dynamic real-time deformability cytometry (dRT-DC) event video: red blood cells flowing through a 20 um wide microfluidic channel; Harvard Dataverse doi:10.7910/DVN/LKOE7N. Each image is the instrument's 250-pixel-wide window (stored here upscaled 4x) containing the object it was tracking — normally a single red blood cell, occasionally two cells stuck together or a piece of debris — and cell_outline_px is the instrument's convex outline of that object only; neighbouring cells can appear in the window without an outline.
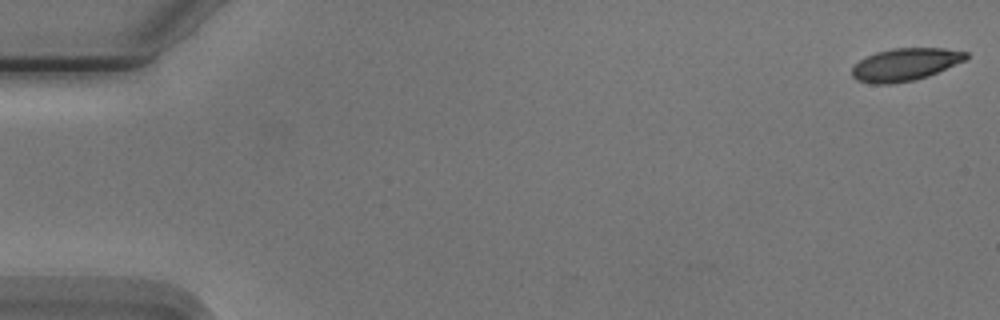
{"species": "Egyptian fruit bat (a non-hibernating species)", "species_latin": "Rousettus aegyptiacus", "temperature_condition": "cold", "stored_images_in_passage": 6, "camera_frame_rate_fps": 3000, "um_per_image_px": 0.085, "animal": {"sex": "male"}, "frame": {"image": 1, "passage_image": 1, "time_ms": 0.0, "image_size_px": [1000, 320], "cell_outline_px": [[968, 60], [928, 76], [916, 80], [892, 84], [872, 84], [856, 80], [852, 76], [852, 68], [860, 60], [876, 52], [892, 48], [944, 48], [968, 52]], "centroid_in_image_um": [76.97, 5.49], "position_along_channel_um": 8.0, "area_um2": 21.85}}